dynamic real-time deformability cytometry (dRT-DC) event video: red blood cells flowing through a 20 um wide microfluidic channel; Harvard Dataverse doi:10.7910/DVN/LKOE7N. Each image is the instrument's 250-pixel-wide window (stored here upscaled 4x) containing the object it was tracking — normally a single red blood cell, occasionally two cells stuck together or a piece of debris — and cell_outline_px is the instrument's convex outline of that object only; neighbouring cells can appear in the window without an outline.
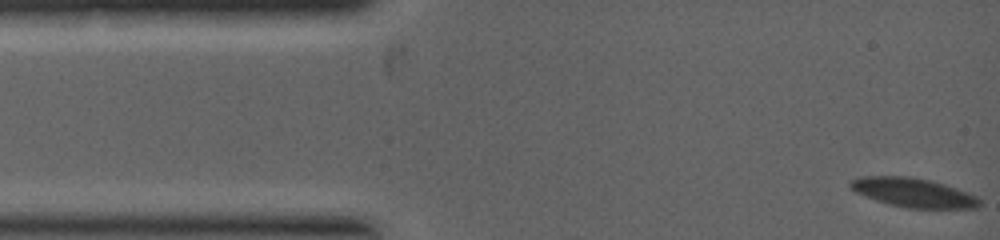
{"species": "common noctule bat (a hibernating species)", "species_latin": "Nyctalus noctula", "temperature_condition": "warm", "stored_images_in_passage": 8, "camera_frame_rate_fps": 5000, "um_per_image_px": 0.085, "animal": {"sex": "female", "body_mass_g": 19.0, "forearm_length_mm": 53.3}, "frame": {"image": 1, "passage_image": 1, "time_ms": 0.0, "image_size_px": [1000, 240], "cell_outline_px": [[980, 204], [976, 208], [908, 208], [888, 204], [856, 192], [848, 188], [848, 184], [852, 180], [860, 176], [912, 176], [932, 180], [956, 188], [976, 196], [980, 200]], "centroid_in_image_um": [77.61, 16.36], "position_along_channel_um": 7.4, "area_um2": 21.91}}